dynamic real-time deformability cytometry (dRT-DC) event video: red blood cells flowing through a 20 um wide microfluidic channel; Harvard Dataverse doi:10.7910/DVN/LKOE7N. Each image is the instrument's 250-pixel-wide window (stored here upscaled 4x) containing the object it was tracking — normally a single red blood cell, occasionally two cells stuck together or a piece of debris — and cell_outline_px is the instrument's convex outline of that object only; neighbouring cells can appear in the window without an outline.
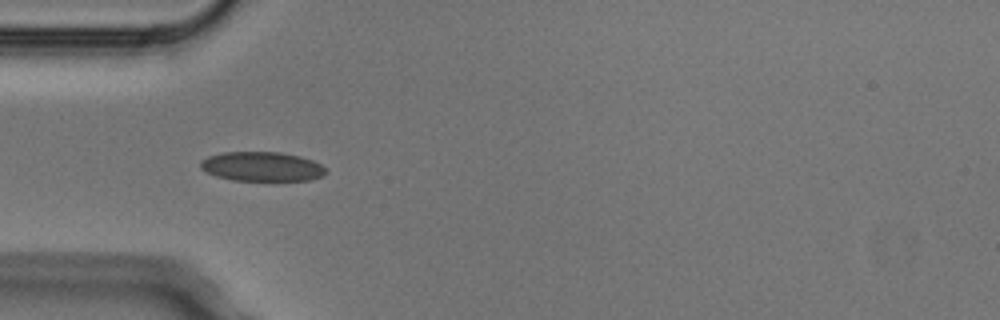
{"species": "Egyptian fruit bat (a non-hibernating species)", "species_latin": "Rousettus aegyptiacus", "temperature_condition": "cold", "stored_images_in_passage": 3, "camera_frame_rate_fps": 3000, "um_per_image_px": 0.085, "animal": {"sex": "male"}, "frame": {"image": 1, "passage_image": 2, "time_ms": 0.333, "image_size_px": [1000, 320], "cell_outline_px": [[328, 172], [324, 176], [308, 180], [232, 180], [216, 176], [200, 168], [200, 160], [208, 156], [224, 152], [280, 152], [300, 156], [312, 160], [320, 164]], "centroid_in_image_um": [22.26, 14.15], "position_along_channel_um": 62.7, "area_um2": 21.44}}